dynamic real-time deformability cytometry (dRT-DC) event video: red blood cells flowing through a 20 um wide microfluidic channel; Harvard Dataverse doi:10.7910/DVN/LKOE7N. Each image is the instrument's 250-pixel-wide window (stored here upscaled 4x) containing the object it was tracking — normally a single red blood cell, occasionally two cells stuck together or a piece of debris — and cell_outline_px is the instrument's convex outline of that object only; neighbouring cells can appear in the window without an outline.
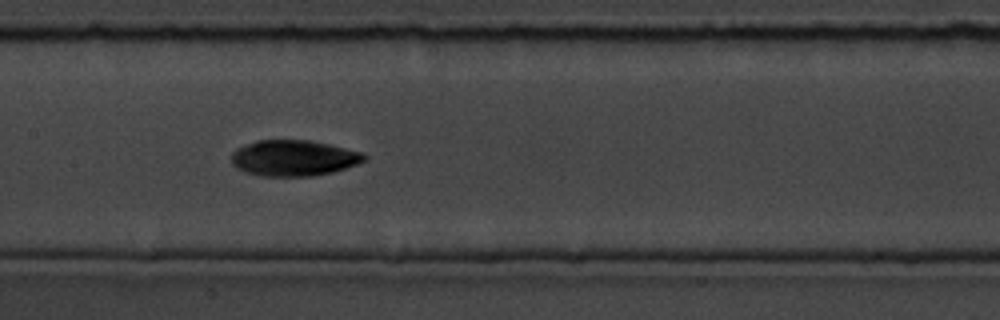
{"species": "common noctule bat (a hibernating species)", "species_latin": "Nyctalus noctula", "temperature_condition": "room temperature", "stored_images_in_passage": 17, "camera_frame_rate_fps": 3000, "um_per_image_px": 0.085, "animal": {"sex": "male", "body_mass_g": 19.5, "forearm_length_mm": 54.6}, "frame": {"image": 1, "passage_image": 8, "time_ms": 8.0, "image_size_px": [1000, 320], "cell_outline_px": [[368, 156], [364, 160], [356, 164], [332, 172], [312, 176], [260, 176], [244, 172], [236, 168], [232, 164], [232, 152], [236, 148], [256, 140], [312, 140], [364, 152]], "centroid_in_image_um": [24.95, 13.43], "position_along_channel_um": 182.5, "area_um2": 27.98}, "authors_computed_cell_mechanics": {"area_um2": 27.9752, "velocity_mm_per_s": 3.7098, "shape_relaxation_time_tau1_ms": 5.4278, "shape_relaxation_time_tau2_ms": 1.3628, "deformation_change_tau1": 0.1659, "deformation_change_tau2": 0.0358}}